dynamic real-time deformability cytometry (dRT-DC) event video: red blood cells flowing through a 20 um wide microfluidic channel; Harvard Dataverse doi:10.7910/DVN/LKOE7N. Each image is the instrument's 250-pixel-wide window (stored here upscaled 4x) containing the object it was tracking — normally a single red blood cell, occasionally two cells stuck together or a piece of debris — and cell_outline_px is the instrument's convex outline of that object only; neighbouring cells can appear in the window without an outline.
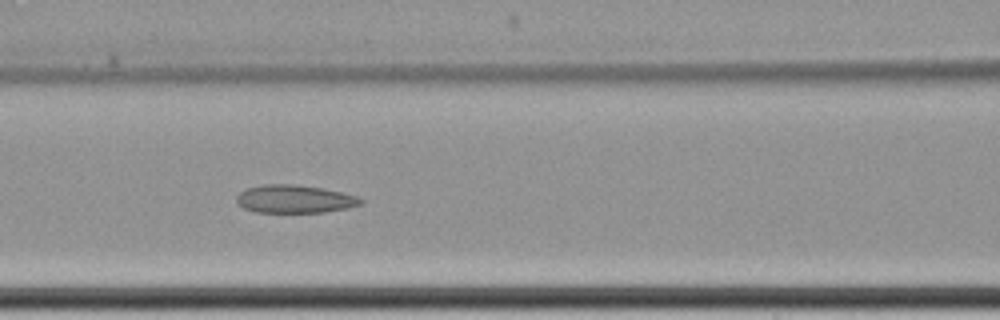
{"species": "common noctule bat (a hibernating species)", "species_latin": "Nyctalus noctula", "temperature_condition": "cold", "stored_images_in_passage": 11, "camera_frame_rate_fps": 3000, "um_per_image_px": 0.085, "animal": {"sex": "female", "body_mass_g": 22.7, "forearm_length_mm": 54.2}, "frame": {"image": 1, "passage_image": 7, "time_ms": 8.0, "image_size_px": [1000, 320], "cell_outline_px": [[364, 200], [360, 204], [348, 208], [324, 212], [256, 212], [244, 208], [236, 200], [236, 196], [244, 188], [264, 184], [292, 184], [324, 188], [356, 196]], "centroid_in_image_um": [25.02, 16.91], "position_along_channel_um": 141.6, "area_um2": 20.23}}
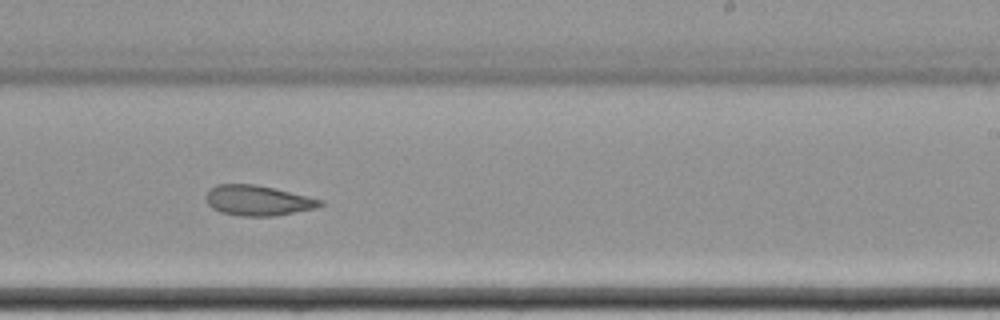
{"frame": {"image": 2, "passage_image": 10, "time_ms": 11.667, "image_size_px": [1000, 320], "cell_outline_px": [[324, 204], [316, 208], [272, 216], [240, 216], [220, 212], [212, 208], [208, 204], [204, 196], [216, 184], [256, 184], [308, 196], [324, 200]], "centroid_in_image_um": [21.91, 17.04], "position_along_channel_um": 267.1, "area_um2": 20.11}}
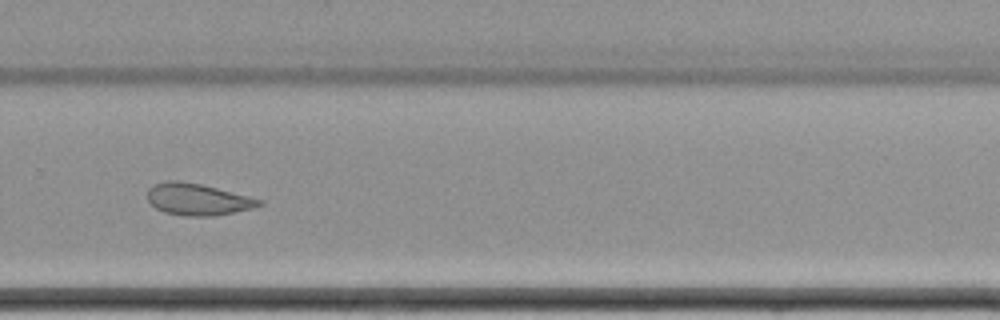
{"frame": {"image": 3, "passage_image": 11, "time_ms": 13.0, "image_size_px": [1000, 320], "cell_outline_px": [[264, 204], [252, 208], [212, 216], [184, 216], [164, 212], [156, 208], [148, 200], [148, 188], [152, 184], [168, 180], [176, 180], [200, 184], [264, 200]], "centroid_in_image_um": [16.78, 16.94], "position_along_channel_um": 313.0, "area_um2": 20.52}}